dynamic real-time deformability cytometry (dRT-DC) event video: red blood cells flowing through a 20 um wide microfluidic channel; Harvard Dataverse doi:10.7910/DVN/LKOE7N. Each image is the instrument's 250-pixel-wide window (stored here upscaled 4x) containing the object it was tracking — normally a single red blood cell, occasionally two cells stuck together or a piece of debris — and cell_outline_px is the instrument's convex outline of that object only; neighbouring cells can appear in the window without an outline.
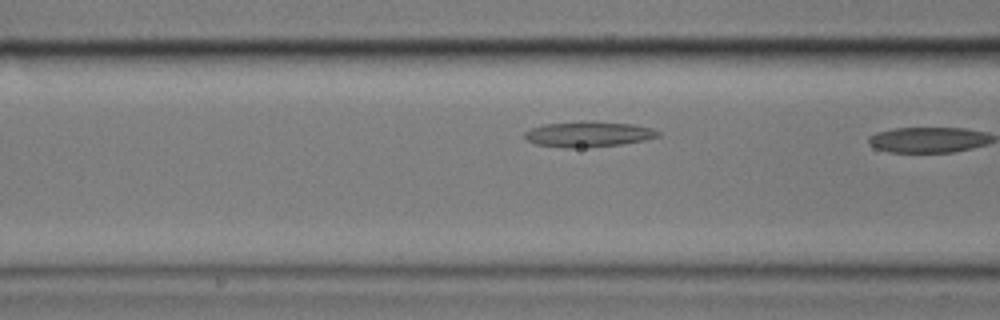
{"species": "common noctule bat (a hibernating species)", "species_latin": "Nyctalus noctula", "temperature_condition": "cold", "stored_images_in_passage": 8, "segment_of_instrument_passage": [2, 2], "camera_frame_rate_fps": 3000, "um_per_image_px": 0.085, "animal": {"sex": "male", "body_mass_g": 17.9}, "frame": {"image": 1, "passage_image": 8, "time_ms": 10.0, "image_size_px": [1000, 320], "cell_outline_px": [[660, 136], [644, 140], [620, 144], [588, 148], [564, 148], [536, 144], [528, 140], [524, 136], [524, 132], [532, 128], [544, 124], [592, 120], [632, 124], [652, 128], [660, 132]], "centroid_in_image_um": [50.02, 11.4], "position_along_channel_um": 116.6, "area_um2": 20.0}}